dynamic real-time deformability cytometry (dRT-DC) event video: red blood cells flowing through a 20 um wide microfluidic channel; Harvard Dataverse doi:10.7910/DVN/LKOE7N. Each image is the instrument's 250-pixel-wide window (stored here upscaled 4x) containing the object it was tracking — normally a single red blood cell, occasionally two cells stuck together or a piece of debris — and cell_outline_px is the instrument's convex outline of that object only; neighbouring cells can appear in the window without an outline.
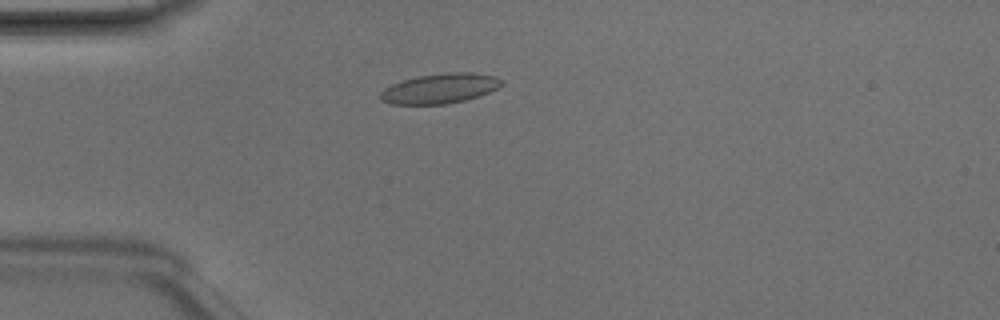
{"species": "Egyptian fruit bat (a non-hibernating species)", "species_latin": "Rousettus aegyptiacus", "temperature_condition": "room temperature", "stored_images_in_passage": 39, "camera_frame_rate_fps": 3000, "um_per_image_px": 0.085, "animal": {"sex": "male"}, "frame": {"image": 1, "passage_image": 4, "time_ms": 1.0, "image_size_px": [1000, 320], "cell_outline_px": [[504, 84], [480, 96], [448, 104], [388, 104], [380, 100], [380, 92], [384, 88], [392, 84], [416, 76], [448, 72], [472, 72], [496, 76]], "centroid_in_image_um": [37.37, 7.52], "position_along_channel_um": 47.6, "area_um2": 21.21}}
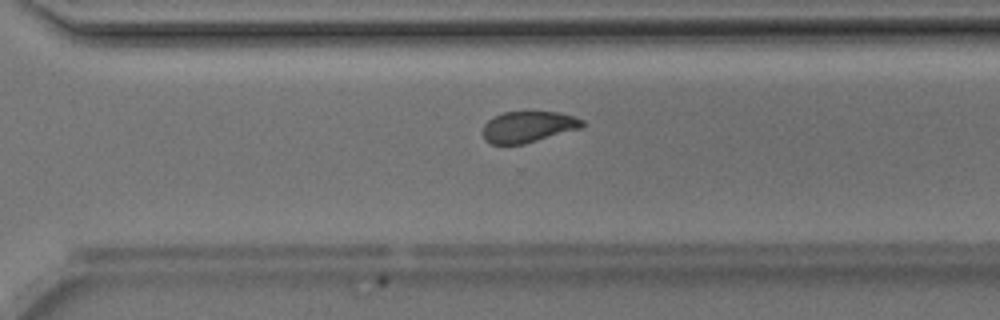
{"frame": {"image": 2, "passage_image": 25, "time_ms": 8.0, "image_size_px": [1000, 320], "cell_outline_px": [[584, 128], [524, 144], [492, 144], [484, 140], [484, 124], [492, 116], [504, 112], [560, 112], [584, 120]], "centroid_in_image_um": [44.93, 10.78], "position_along_channel_um": 325.7, "area_um2": 18.21}}
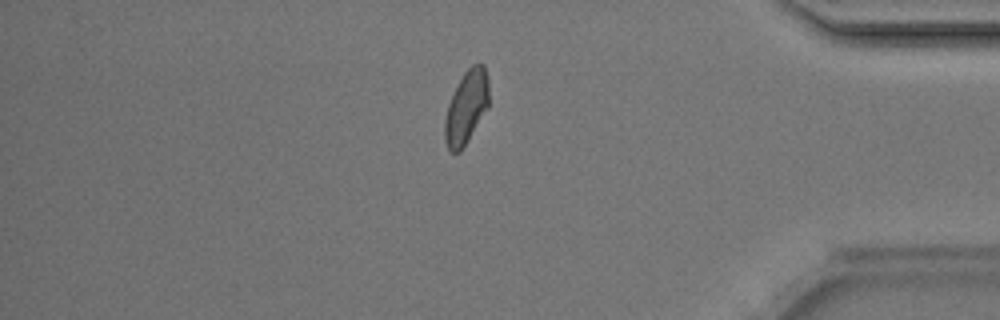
{"frame": {"image": 3, "passage_image": 32, "time_ms": 10.333, "image_size_px": [1000, 320], "cell_outline_px": [[488, 108], [460, 152], [452, 152], [448, 148], [444, 140], [444, 120], [448, 104], [464, 72], [472, 64], [484, 64], [488, 76]], "centroid_in_image_um": [39.64, 9.11], "position_along_channel_um": 395.6, "area_um2": 18.67}, "authors_computed_cell_mechanics": {"area_um2": 19.1896, "velocity_mm_per_s": 4.1937, "shape_relaxation_time_tau1_ms": 3.3897, "shape_relaxation_time_tau2_ms": 1.1434, "deformation_change_tau1": 0.1129, "deformation_change_tau2": 0.0678}}